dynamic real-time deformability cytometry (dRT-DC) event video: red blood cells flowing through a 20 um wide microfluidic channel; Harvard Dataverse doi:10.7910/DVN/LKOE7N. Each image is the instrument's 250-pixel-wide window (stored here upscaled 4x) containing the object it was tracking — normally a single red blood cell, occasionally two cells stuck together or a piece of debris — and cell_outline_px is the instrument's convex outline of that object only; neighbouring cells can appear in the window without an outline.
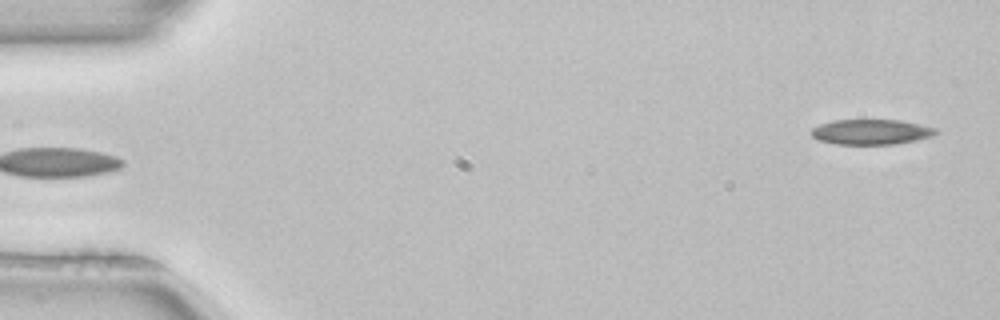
{"species": "common noctule bat (a hibernating species)", "species_latin": "Nyctalus noctula", "temperature_condition": "room temperature", "stored_images_in_passage": 5, "camera_frame_rate_fps": 3000, "um_per_image_px": 0.085, "animal": {"sex": "female", "body_mass_g": 22.7, "forearm_length_mm": 54.2}, "frame": {"image": 1, "passage_image": 5, "time_ms": 1.333, "image_size_px": [1000, 320], "cell_outline_px": [[940, 132], [932, 136], [916, 140], [896, 144], [836, 144], [820, 140], [812, 136], [812, 128], [820, 124], [832, 120], [900, 120], [920, 124], [936, 128]], "centroid_in_image_um": [74.08, 11.21], "position_along_channel_um": 10.9, "area_um2": 18.26}}